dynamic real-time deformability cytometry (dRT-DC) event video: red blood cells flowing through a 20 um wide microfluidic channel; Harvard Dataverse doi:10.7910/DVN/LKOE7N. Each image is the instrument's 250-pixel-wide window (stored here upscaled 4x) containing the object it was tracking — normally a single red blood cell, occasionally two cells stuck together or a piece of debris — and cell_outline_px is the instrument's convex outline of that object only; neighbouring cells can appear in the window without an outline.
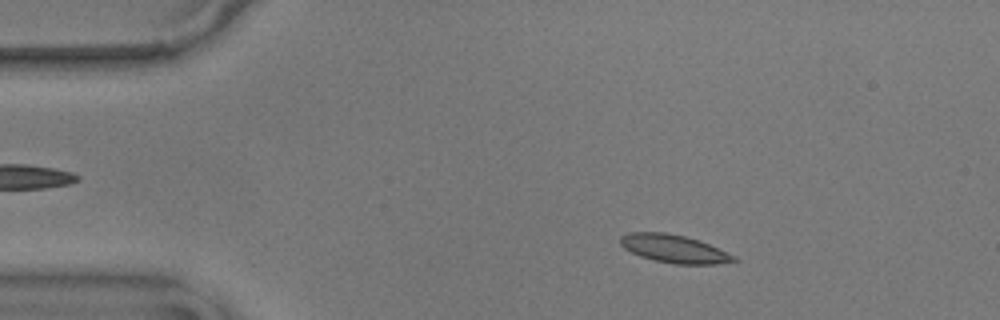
{"species": "common noctule bat (a hibernating species)", "species_latin": "Nyctalus noctula", "temperature_condition": "warm", "stored_images_in_passage": 56, "camera_frame_rate_fps": 3000, "um_per_image_px": 0.085, "animal": {"sex": "male", "body_mass_g": 17.9}, "frame": {"image": 1, "passage_image": 9, "time_ms": 2.667, "image_size_px": [1000, 320], "cell_outline_px": [[740, 260], [716, 264], [676, 264], [656, 260], [640, 256], [624, 248], [620, 244], [620, 236], [628, 232], [664, 232], [684, 236], [700, 240], [736, 256]], "centroid_in_image_um": [57.3, 21.14], "position_along_channel_um": 27.7, "area_um2": 18.5}}
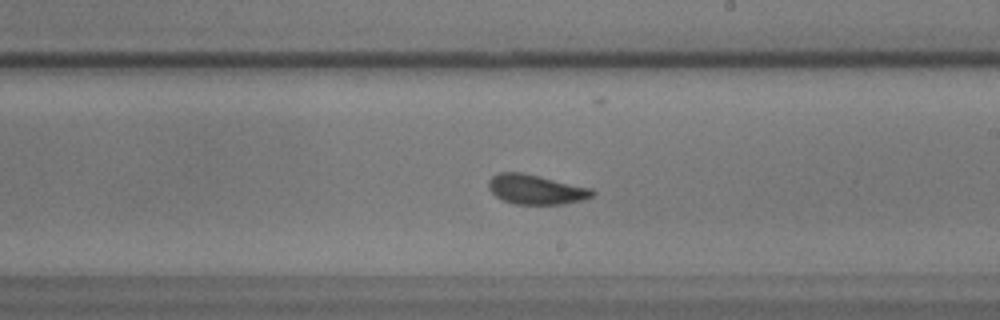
{"frame": {"image": 2, "passage_image": 32, "time_ms": 10.333, "image_size_px": [1000, 320], "cell_outline_px": [[596, 192], [592, 196], [580, 200], [564, 204], [516, 204], [504, 200], [496, 196], [488, 188], [488, 180], [492, 176], [500, 172], [520, 172], [592, 188]], "centroid_in_image_um": [45.54, 16.1], "position_along_channel_um": 243.5, "area_um2": 17.74}}
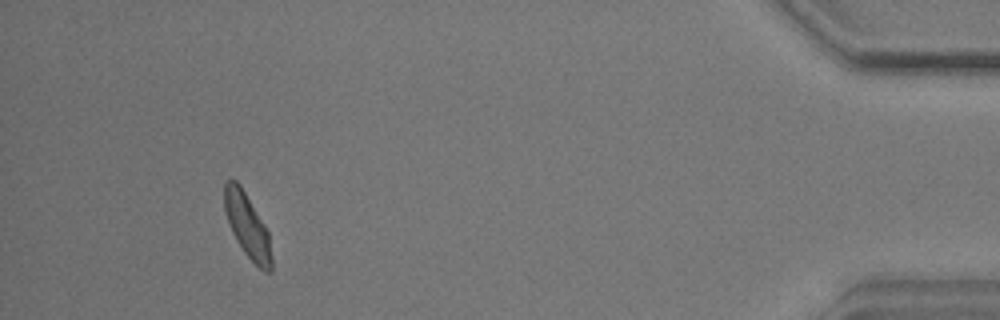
{"frame": {"image": 3, "passage_image": 52, "time_ms": 17.0, "image_size_px": [1000, 320], "cell_outline_px": [[272, 272], [264, 272], [244, 252], [236, 240], [228, 224], [224, 212], [224, 184], [228, 180], [236, 180], [240, 184], [264, 224], [268, 232], [272, 260]], "centroid_in_image_um": [21.01, 19.18], "position_along_channel_um": 414.2, "area_um2": 17.51}, "authors_computed_cell_mechanics": {"area_um2": 17.8313, "velocity_mm_per_s": 3.552, "shape_relaxation_time_tau1_ms": 3.6022, "shape_relaxation_time_tau2_ms": 1.3906, "deformation_change_tau1": 0.128, "deformation_change_tau2": 0.0731}}